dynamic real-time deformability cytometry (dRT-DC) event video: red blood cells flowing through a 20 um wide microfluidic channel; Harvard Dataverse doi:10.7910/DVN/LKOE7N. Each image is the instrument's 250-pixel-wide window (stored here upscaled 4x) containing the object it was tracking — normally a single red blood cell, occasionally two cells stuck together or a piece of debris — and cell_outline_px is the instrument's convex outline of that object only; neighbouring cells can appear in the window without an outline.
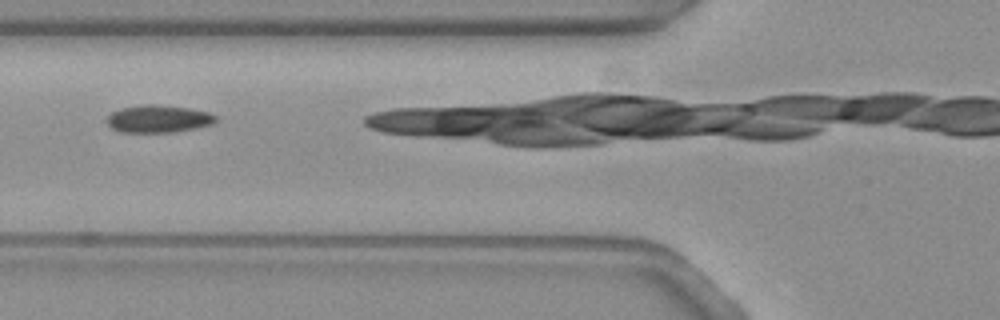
{"species": "common noctule bat (a hibernating species)", "species_latin": "Nyctalus noctula", "temperature_condition": "warm", "stored_images_in_passage": 28, "camera_frame_rate_fps": 3000, "um_per_image_px": 0.085, "animal": {"sex": "female", "body_mass_g": 19.3, "forearm_length_mm": 54.1}, "frame": {"image": 1, "passage_image": 5, "time_ms": 1.333, "image_size_px": [1000, 320], "cell_outline_px": [[216, 120], [212, 124], [196, 128], [172, 132], [120, 132], [112, 128], [108, 124], [108, 116], [112, 112], [120, 108], [144, 104], [156, 104], [188, 108], [208, 112], [216, 116]], "centroid_in_image_um": [13.45, 10.1], "position_along_channel_um": 112.3, "area_um2": 17.34}}